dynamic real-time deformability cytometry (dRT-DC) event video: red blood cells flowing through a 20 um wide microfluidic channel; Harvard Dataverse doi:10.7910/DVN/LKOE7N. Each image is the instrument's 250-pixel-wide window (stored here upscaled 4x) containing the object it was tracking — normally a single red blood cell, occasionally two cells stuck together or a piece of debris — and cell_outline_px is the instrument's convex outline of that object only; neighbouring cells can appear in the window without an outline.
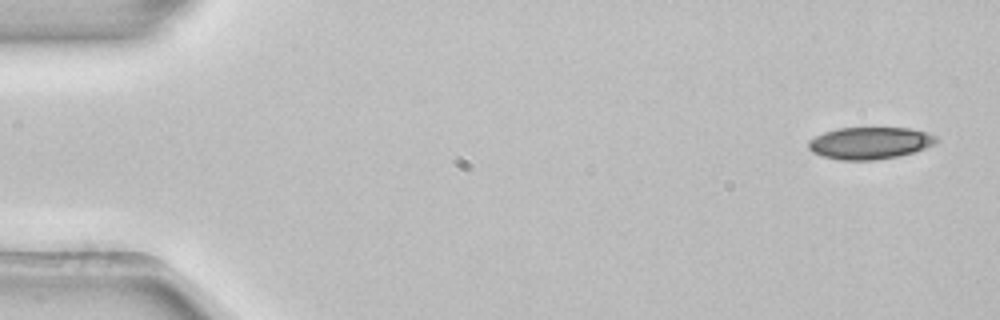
{"species": "common noctule bat (a hibernating species)", "species_latin": "Nyctalus noctula", "temperature_condition": "room temperature", "stored_images_in_passage": 3, "segment_of_instrument_passage": [2, 2], "camera_frame_rate_fps": 3000, "um_per_image_px": 0.085, "animal": {"sex": "female", "body_mass_g": 22.7, "forearm_length_mm": 54.2}, "frame": {"image": 1, "passage_image": 3, "time_ms": 0.667, "image_size_px": [1000, 320], "cell_outline_px": [[940, 140], [916, 152], [900, 156], [876, 160], [840, 160], [824, 156], [812, 152], [808, 148], [808, 140], [824, 132], [840, 128], [908, 128], [924, 132], [936, 136]], "centroid_in_image_um": [73.93, 12.17], "position_along_channel_um": 11.1, "area_um2": 23.81}}